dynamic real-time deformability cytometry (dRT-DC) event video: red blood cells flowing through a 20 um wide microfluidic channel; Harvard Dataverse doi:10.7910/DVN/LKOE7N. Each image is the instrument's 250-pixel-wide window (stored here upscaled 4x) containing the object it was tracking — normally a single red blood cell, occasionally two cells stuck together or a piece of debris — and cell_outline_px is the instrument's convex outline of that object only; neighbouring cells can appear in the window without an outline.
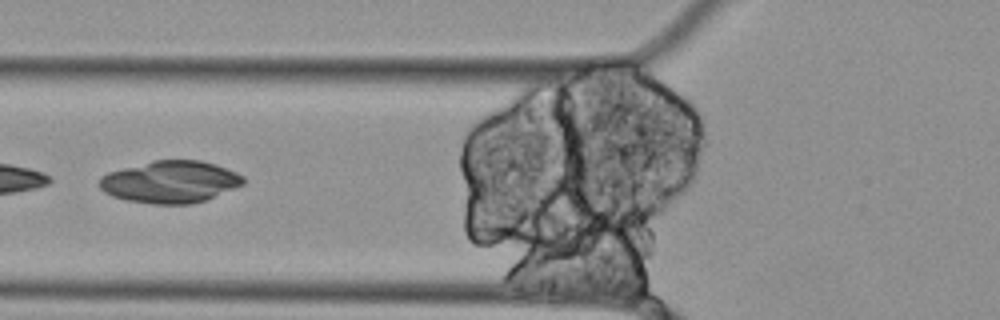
{"species": "Egyptian fruit bat (a non-hibernating species)", "species_latin": "Rousettus aegyptiacus", "temperature_condition": "cold", "stored_images_in_passage": 12, "camera_frame_rate_fps": 3000, "um_per_image_px": 0.085, "animal": {"sex": "female"}, "frame": {"image": 1, "passage_image": 3, "time_ms": 0.667, "image_size_px": [1000, 320], "cell_outline_px": [[244, 184], [204, 200], [192, 204], [152, 204], [128, 200], [112, 196], [104, 192], [100, 188], [100, 176], [108, 172], [152, 160], [200, 160], [216, 164], [236, 172], [244, 176]], "centroid_in_image_um": [14.46, 15.45], "position_along_channel_um": 111.3, "area_um2": 35.2}}
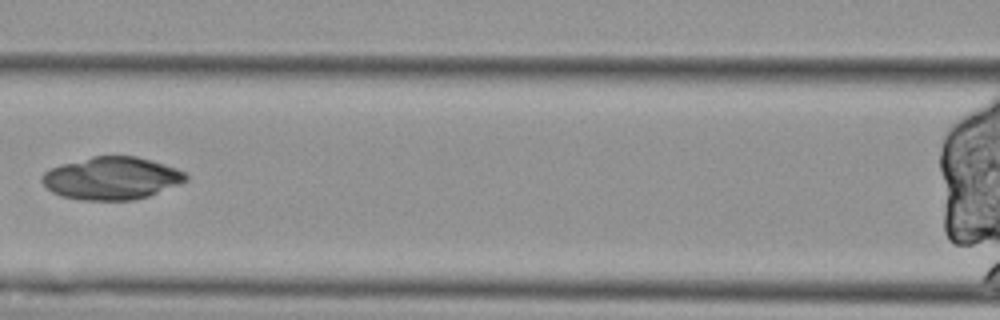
{"frame": {"image": 2, "passage_image": 4, "time_ms": 1.0, "image_size_px": [1000, 320], "cell_outline_px": [[188, 180], [148, 196], [132, 200], [80, 200], [60, 196], [52, 192], [40, 180], [44, 172], [48, 168], [60, 164], [92, 156], [136, 156], [152, 160], [176, 168], [184, 172], [188, 176]], "centroid_in_image_um": [9.45, 15.14], "position_along_channel_um": 157.1, "area_um2": 35.78}}
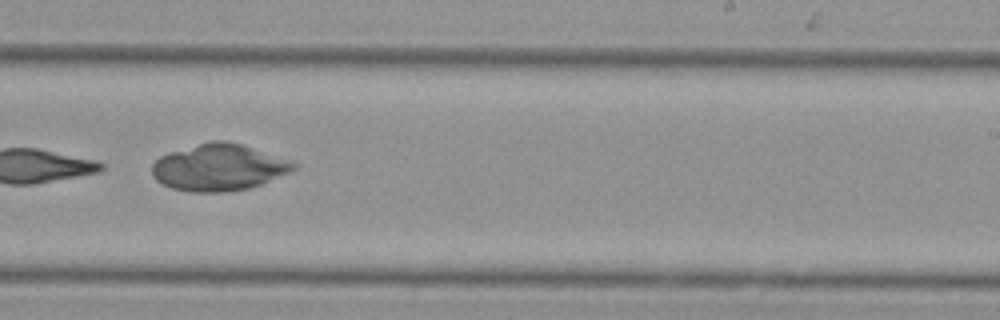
{"frame": {"image": 3, "passage_image": 7, "time_ms": 2.0, "image_size_px": [1000, 320], "cell_outline_px": [[296, 168], [288, 172], [260, 184], [248, 188], [228, 192], [188, 192], [172, 188], [156, 180], [152, 176], [152, 164], [160, 156], [168, 152], [212, 140], [224, 140], [244, 144], [288, 160], [296, 164]], "centroid_in_image_um": [18.55, 14.22], "position_along_channel_um": 270.5, "area_um2": 38.38}}